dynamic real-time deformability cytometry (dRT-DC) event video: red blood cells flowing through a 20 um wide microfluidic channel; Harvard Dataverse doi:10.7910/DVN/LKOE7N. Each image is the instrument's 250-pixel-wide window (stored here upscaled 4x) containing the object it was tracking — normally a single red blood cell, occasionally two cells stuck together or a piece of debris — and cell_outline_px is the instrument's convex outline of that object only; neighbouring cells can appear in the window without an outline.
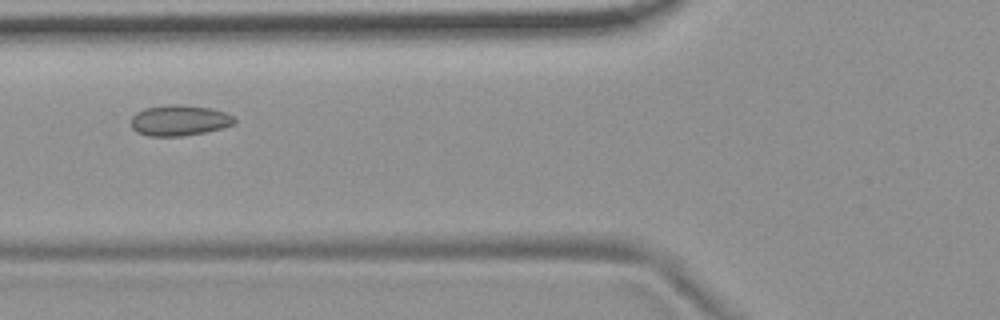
{"species": "common noctule bat (a hibernating species)", "species_latin": "Nyctalus noctula", "temperature_condition": "room temperature", "stored_images_in_passage": 9, "camera_frame_rate_fps": 3000, "um_per_image_px": 0.085, "animal": {"sex": "female", "body_mass_g": 19.9}, "frame": {"image": 1, "passage_image": 4, "time_ms": 1.0, "image_size_px": [1000, 320], "cell_outline_px": [[236, 120], [232, 124], [208, 132], [184, 136], [148, 136], [136, 132], [132, 128], [132, 116], [136, 112], [144, 108], [168, 104], [180, 104], [212, 108], [224, 112], [232, 116]], "centroid_in_image_um": [15.21, 10.23], "position_along_channel_um": 110.6, "area_um2": 18.61}}